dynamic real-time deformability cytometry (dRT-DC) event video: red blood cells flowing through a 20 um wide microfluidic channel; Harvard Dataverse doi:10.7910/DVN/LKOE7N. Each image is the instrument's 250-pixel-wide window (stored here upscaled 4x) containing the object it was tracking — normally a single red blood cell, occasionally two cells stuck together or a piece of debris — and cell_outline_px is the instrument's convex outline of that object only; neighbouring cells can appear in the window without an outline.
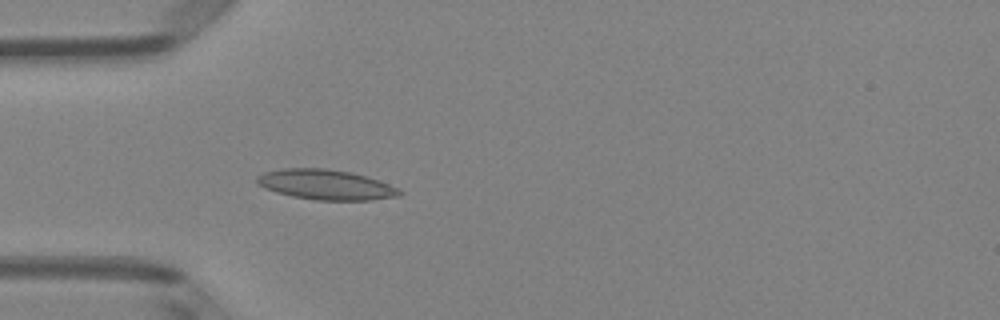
{"species": "Egyptian fruit bat (a non-hibernating species)", "species_latin": "Rousettus aegyptiacus", "temperature_condition": "room temperature", "stored_images_in_passage": 5, "camera_frame_rate_fps": 3000, "um_per_image_px": 0.085, "animal": {"sex": "female"}, "frame": {"image": 1, "passage_image": 5, "time_ms": 1.333, "image_size_px": [1000, 320], "cell_outline_px": [[404, 192], [400, 196], [372, 200], [316, 200], [292, 196], [276, 192], [264, 188], [256, 184], [256, 176], [264, 172], [284, 168], [324, 168], [352, 172], [368, 176], [380, 180], [400, 188]], "centroid_in_image_um": [27.73, 15.69], "position_along_channel_um": 57.3, "area_um2": 25.37}}